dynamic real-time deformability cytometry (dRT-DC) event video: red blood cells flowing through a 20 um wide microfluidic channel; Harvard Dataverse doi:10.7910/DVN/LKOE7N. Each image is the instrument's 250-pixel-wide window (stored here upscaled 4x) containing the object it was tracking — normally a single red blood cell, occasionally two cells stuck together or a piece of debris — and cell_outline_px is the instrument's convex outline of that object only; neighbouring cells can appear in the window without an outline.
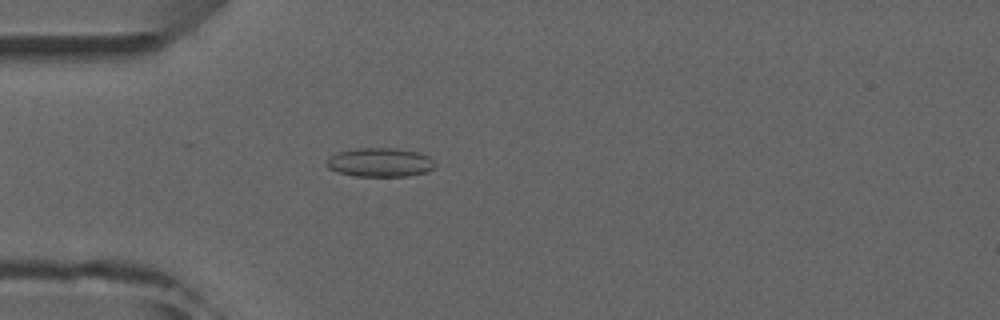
{"species": "common noctule bat (a hibernating species)", "species_latin": "Nyctalus noctula", "temperature_condition": "room temperature", "stored_images_in_passage": 3, "camera_frame_rate_fps": 3000, "um_per_image_px": 0.085, "animal": {"sex": "male", "forearm_length_mm": 52.5}, "frame": {"image": 1, "passage_image": 3, "time_ms": 2.333, "image_size_px": [1000, 320], "cell_outline_px": [[436, 164], [428, 172], [408, 176], [356, 176], [340, 172], [328, 168], [324, 164], [328, 156], [340, 152], [356, 148], [396, 148], [420, 152], [428, 156]], "centroid_in_image_um": [32.3, 13.8], "position_along_channel_um": 52.7, "area_um2": 18.38}}